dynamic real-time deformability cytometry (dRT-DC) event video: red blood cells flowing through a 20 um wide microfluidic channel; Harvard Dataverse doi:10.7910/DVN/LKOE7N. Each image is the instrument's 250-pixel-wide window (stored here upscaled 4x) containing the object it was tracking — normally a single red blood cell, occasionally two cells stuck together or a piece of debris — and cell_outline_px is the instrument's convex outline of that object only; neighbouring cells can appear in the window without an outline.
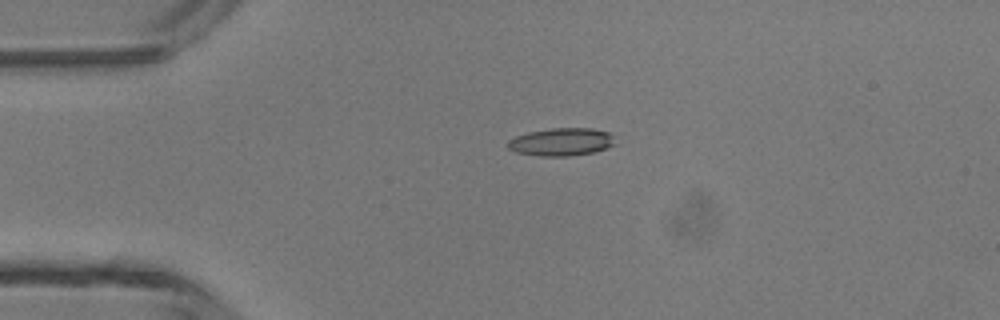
{"species": "common noctule bat (a hibernating species)", "species_latin": "Nyctalus noctula", "temperature_condition": "room temperature", "stored_images_in_passage": 37, "camera_frame_rate_fps": 3000, "um_per_image_px": 0.085, "animal": {"sex": "male", "body_mass_g": 13.3}, "frame": {"image": 1, "passage_image": 1, "time_ms": 0.0, "image_size_px": [1000, 320], "cell_outline_px": [[616, 144], [592, 152], [568, 156], [540, 156], [516, 152], [508, 148], [508, 140], [516, 136], [528, 132], [552, 128], [592, 128], [608, 132], [612, 136]], "centroid_in_image_um": [47.7, 12.05], "position_along_channel_um": 37.3, "area_um2": 17.22}}
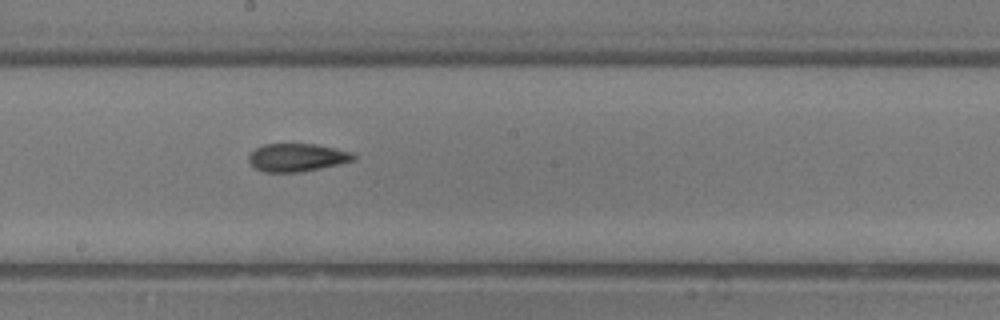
{"frame": {"image": 2, "passage_image": 16, "time_ms": 5.0, "image_size_px": [1000, 320], "cell_outline_px": [[356, 160], [320, 168], [300, 172], [264, 172], [256, 168], [248, 160], [248, 156], [256, 148], [264, 144], [316, 144], [356, 152]], "centroid_in_image_um": [25.3, 13.38], "position_along_channel_um": 222.9, "area_um2": 17.17}}
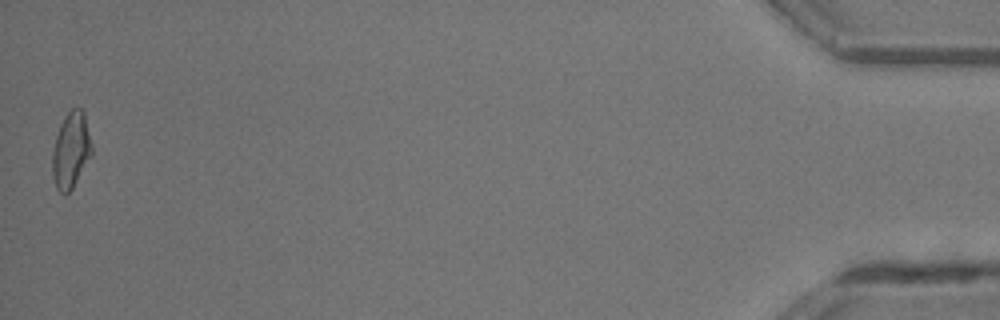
{"frame": {"image": 3, "passage_image": 37, "time_ms": 12.0, "image_size_px": [1000, 320], "cell_outline_px": [[92, 156], [72, 188], [64, 196], [56, 188], [52, 176], [52, 152], [56, 136], [60, 124], [64, 116], [72, 108], [80, 108], [84, 112], [92, 144]], "centroid_in_image_um": [6.03, 12.78], "position_along_channel_um": 429.2, "area_um2": 17.63}, "authors_computed_cell_mechanics": {"area_um2": 17.34, "velocity_mm_per_s": 4.3762, "shape_relaxation_time_tau1_ms": 4.8672, "shape_relaxation_time_tau2_ms": 4.4332, "deformation_change_tau1": 0.1552, "deformation_change_tau2": 0.1247}}